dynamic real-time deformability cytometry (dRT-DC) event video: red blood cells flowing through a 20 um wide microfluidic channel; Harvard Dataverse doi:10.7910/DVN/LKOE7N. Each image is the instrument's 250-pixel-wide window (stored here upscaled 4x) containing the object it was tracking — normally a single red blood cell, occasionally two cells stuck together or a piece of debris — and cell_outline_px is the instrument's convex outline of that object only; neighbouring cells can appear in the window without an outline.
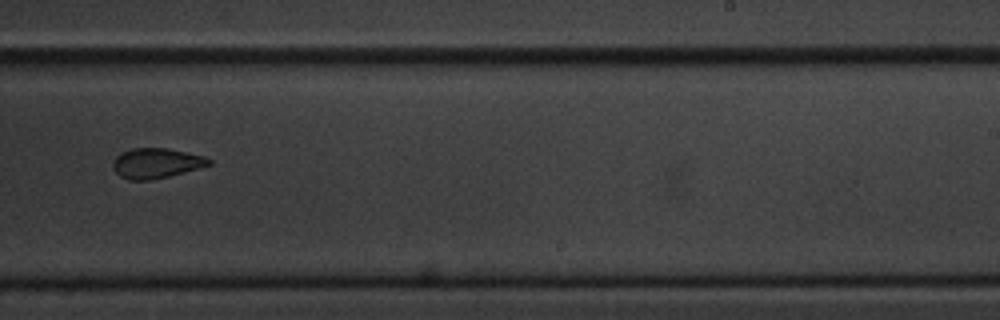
{"species": "common noctule bat (a hibernating species)", "species_latin": "Nyctalus noctula", "temperature_condition": "cold", "stored_images_in_passage": 16, "camera_frame_rate_fps": 3000, "um_per_image_px": 0.085, "animal": {"sex": "male", "body_mass_g": 20.1, "forearm_length_mm": 53.5}, "frame": {"image": 1, "passage_image": 10, "time_ms": 11.333, "image_size_px": [1000, 320], "cell_outline_px": [[212, 164], [200, 168], [168, 176], [148, 180], [128, 180], [120, 176], [112, 168], [112, 160], [120, 152], [132, 148], [168, 148], [204, 156], [212, 160]], "centroid_in_image_um": [13.25, 13.86], "position_along_channel_um": 275.7, "area_um2": 16.94}}
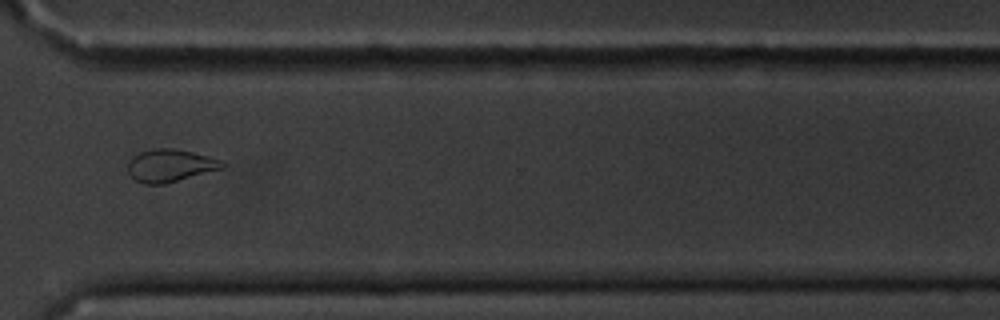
{"frame": {"image": 2, "passage_image": 12, "time_ms": 13.667, "image_size_px": [1000, 320], "cell_outline_px": [[228, 164], [224, 168], [164, 184], [144, 184], [136, 180], [128, 172], [128, 160], [132, 156], [140, 152], [156, 148], [176, 148], [208, 156], [220, 160]], "centroid_in_image_um": [14.47, 14.06], "position_along_channel_um": 356.1, "area_um2": 17.98}}